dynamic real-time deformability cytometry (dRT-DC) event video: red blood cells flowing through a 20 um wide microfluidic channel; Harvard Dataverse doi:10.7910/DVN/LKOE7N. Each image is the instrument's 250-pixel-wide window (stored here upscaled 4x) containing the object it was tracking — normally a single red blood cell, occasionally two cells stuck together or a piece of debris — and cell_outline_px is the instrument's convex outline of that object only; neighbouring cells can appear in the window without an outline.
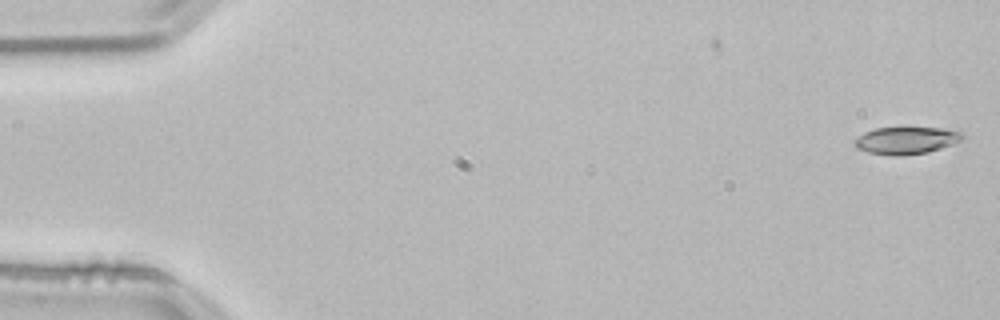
{"species": "common noctule bat (a hibernating species)", "species_latin": "Nyctalus noctula", "temperature_condition": "room temperature", "stored_images_in_passage": 5, "camera_frame_rate_fps": 3000, "um_per_image_px": 0.085, "animal": {"sex": "male", "body_mass_g": 21.5, "forearm_length_mm": 52.0}, "frame": {"image": 1, "passage_image": 5, "time_ms": 1.333, "image_size_px": [1000, 320], "cell_outline_px": [[964, 140], [928, 152], [904, 156], [892, 156], [868, 152], [856, 148], [852, 144], [852, 140], [864, 132], [876, 128], [944, 128], [964, 132]], "centroid_in_image_um": [77.02, 11.94], "position_along_channel_um": 8.0, "area_um2": 17.4}}